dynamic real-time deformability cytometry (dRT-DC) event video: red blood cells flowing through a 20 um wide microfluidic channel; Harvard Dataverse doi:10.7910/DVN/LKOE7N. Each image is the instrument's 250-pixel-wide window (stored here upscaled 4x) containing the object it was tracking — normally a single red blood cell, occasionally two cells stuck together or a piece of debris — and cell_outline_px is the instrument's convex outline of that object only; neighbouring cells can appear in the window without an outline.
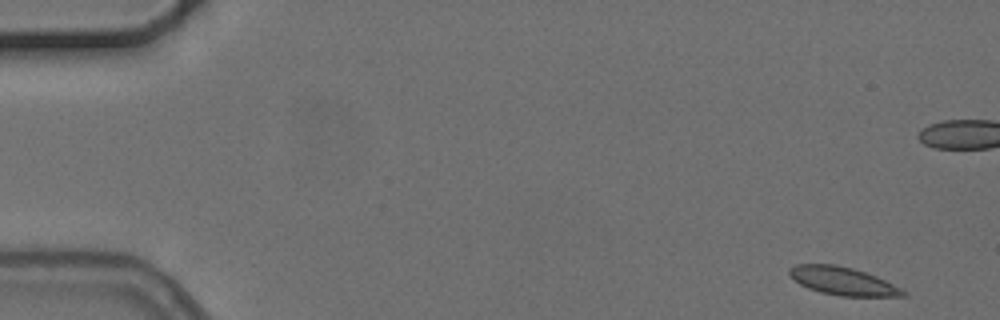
{"species": "common noctule bat (a hibernating species)", "species_latin": "Nyctalus noctula", "temperature_condition": "cold", "stored_images_in_passage": 10, "camera_frame_rate_fps": 3000, "um_per_image_px": 0.085, "animal": {"sex": "female", "body_mass_g": 24.6, "forearm_length_mm": 56.2}, "frame": {"image": 1, "passage_image": 1, "time_ms": 0.0, "image_size_px": [1000, 320], "cell_outline_px": [[908, 296], [840, 296], [820, 292], [808, 288], [800, 284], [788, 276], [788, 268], [796, 264], [836, 264], [852, 268], [876, 276], [908, 292]], "centroid_in_image_um": [71.6, 23.88], "position_along_channel_um": 13.4, "area_um2": 18.61}}
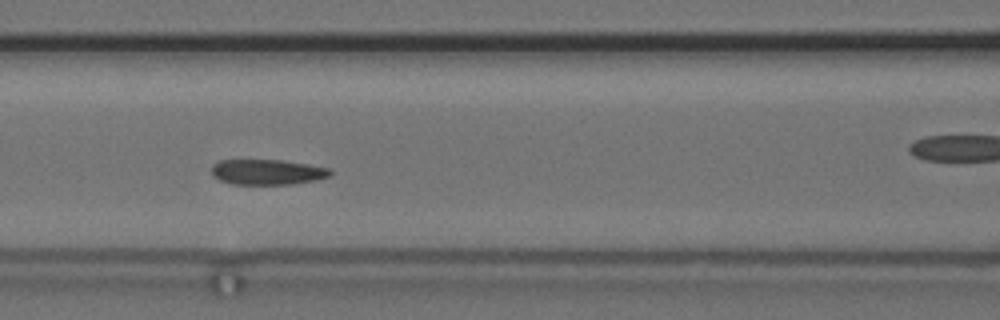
{"frame": {"image": 2, "passage_image": 7, "time_ms": 7.0, "image_size_px": [1000, 320], "cell_outline_px": [[332, 172], [328, 176], [316, 180], [292, 184], [232, 184], [220, 180], [212, 176], [212, 164], [220, 160], [280, 160], [308, 164], [332, 168]], "centroid_in_image_um": [22.72, 14.62], "position_along_channel_um": 143.9, "area_um2": 17.57}}